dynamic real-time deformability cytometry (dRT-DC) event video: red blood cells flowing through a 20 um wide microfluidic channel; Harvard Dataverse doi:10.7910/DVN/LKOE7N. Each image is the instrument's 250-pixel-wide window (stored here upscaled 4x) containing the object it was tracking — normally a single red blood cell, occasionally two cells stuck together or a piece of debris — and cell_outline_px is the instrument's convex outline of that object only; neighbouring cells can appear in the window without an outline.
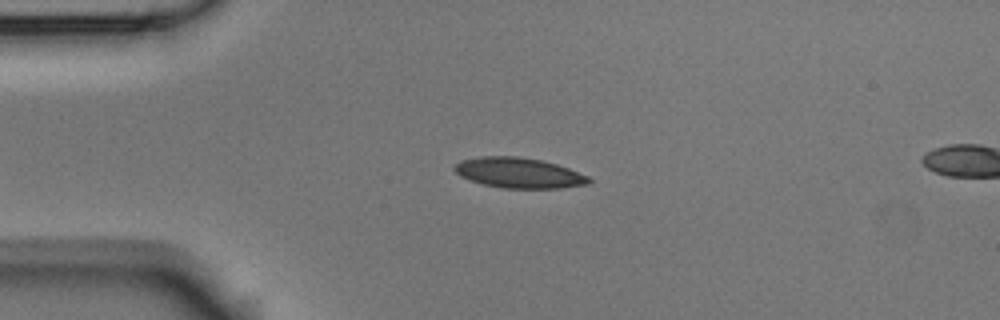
{"species": "Egyptian fruit bat (a non-hibernating species)", "species_latin": "Rousettus aegyptiacus", "temperature_condition": "room temperature", "stored_images_in_passage": 2, "camera_frame_rate_fps": 3000, "um_per_image_px": 0.085, "animal": {"sex": "male"}, "frame": {"image": 1, "passage_image": 1, "time_ms": 0.0, "image_size_px": [1000, 320], "cell_outline_px": [[592, 180], [588, 184], [560, 188], [500, 188], [468, 180], [460, 176], [452, 168], [460, 160], [480, 156], [516, 156], [540, 160], [556, 164], [568, 168], [588, 176]], "centroid_in_image_um": [44.07, 14.69], "position_along_channel_um": 40.9, "area_um2": 23.76}}